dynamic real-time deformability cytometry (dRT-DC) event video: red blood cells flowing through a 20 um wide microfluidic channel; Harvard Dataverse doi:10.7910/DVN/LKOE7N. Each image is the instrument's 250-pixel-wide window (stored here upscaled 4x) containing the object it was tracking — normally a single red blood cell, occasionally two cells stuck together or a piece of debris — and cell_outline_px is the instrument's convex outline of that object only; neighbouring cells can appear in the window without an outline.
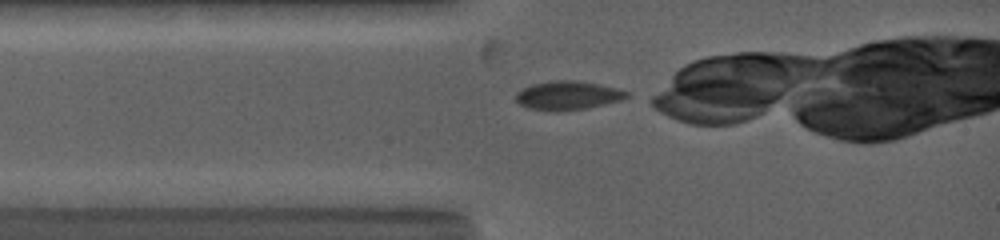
{"species": "common noctule bat (a hibernating species)", "species_latin": "Nyctalus noctula", "temperature_condition": "warm", "stored_images_in_passage": 50, "camera_frame_rate_fps": 5000, "um_per_image_px": 0.085, "animal": {"sex": "female", "body_mass_g": 19.0, "forearm_length_mm": 53.3}, "frame": {"image": 1, "passage_image": 1, "time_ms": 0.0, "image_size_px": [1000, 240], "cell_outline_px": [[632, 96], [620, 100], [584, 108], [560, 112], [528, 108], [520, 104], [516, 100], [516, 92], [520, 88], [532, 84], [548, 80], [576, 80], [600, 84], [616, 88], [628, 92]], "centroid_in_image_um": [48.23, 8.1], "position_along_channel_um": 36.8, "area_um2": 18.73}}
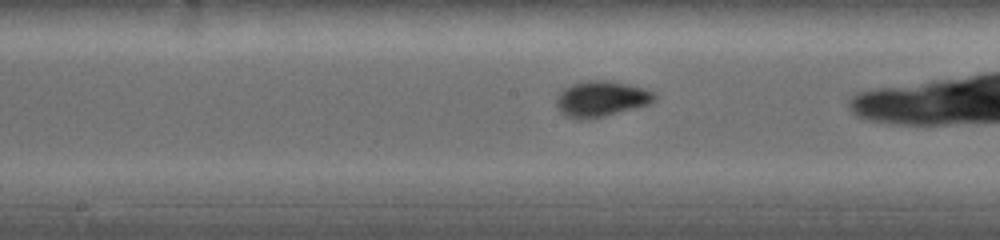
{"frame": {"image": 2, "passage_image": 18, "time_ms": 4.0, "image_size_px": [1000, 240], "cell_outline_px": [[656, 100], [648, 104], [604, 116], [584, 120], [576, 120], [564, 116], [556, 108], [556, 96], [564, 88], [572, 84], [588, 80], [608, 80], [628, 84], [644, 88], [656, 92]], "centroid_in_image_um": [51.07, 8.4], "position_along_channel_um": 197.1, "area_um2": 20.63}}
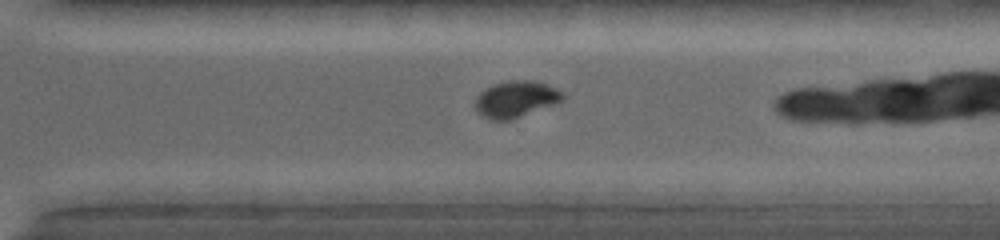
{"frame": {"image": 3, "passage_image": 38, "time_ms": 7.2, "image_size_px": [1000, 240], "cell_outline_px": [[564, 100], [556, 104], [512, 120], [488, 120], [480, 116], [476, 112], [476, 96], [484, 88], [492, 84], [512, 80], [532, 80], [556, 88], [564, 92]], "centroid_in_image_um": [43.83, 8.44], "position_along_channel_um": 326.8, "area_um2": 18.96}, "authors_computed_cell_mechanics": {"area_um2": 19.3919, "velocity_mm_per_s": 4.0592, "shape_relaxation_time_tau1_ms": 4.132, "shape_relaxation_time_tau2_ms": null, "deformation_change_tau1": 0.1628, "deformation_change_tau2": null}}